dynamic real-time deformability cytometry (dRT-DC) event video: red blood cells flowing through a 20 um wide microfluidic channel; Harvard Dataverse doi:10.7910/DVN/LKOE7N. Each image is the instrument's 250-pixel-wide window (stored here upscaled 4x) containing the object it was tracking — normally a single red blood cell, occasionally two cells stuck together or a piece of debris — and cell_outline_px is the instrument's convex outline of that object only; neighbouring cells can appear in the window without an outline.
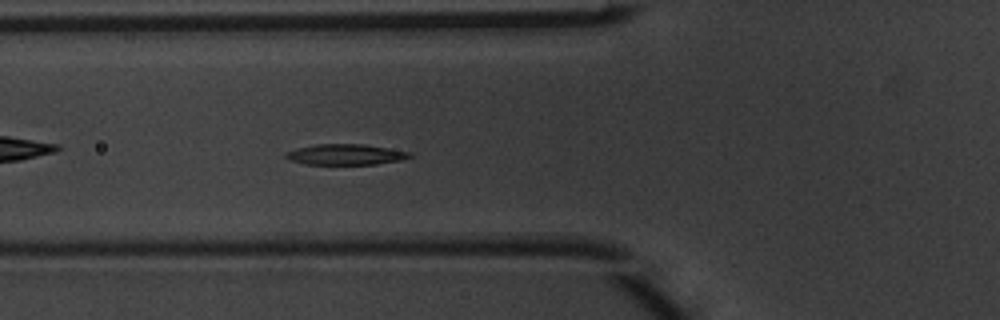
{"species": "common noctule bat (a hibernating species)", "species_latin": "Nyctalus noctula", "temperature_condition": "warm", "stored_images_in_passage": 5, "camera_frame_rate_fps": 3000, "um_per_image_px": 0.085, "animal": {"sex": "male", "body_mass_g": 20.1, "forearm_length_mm": 53.5}, "frame": {"image": 1, "passage_image": 5, "time_ms": 1.333, "image_size_px": [1000, 320], "cell_outline_px": [[412, 156], [400, 160], [376, 164], [304, 164], [288, 160], [284, 156], [284, 152], [296, 148], [316, 144], [364, 144], [412, 152]], "centroid_in_image_um": [29.32, 13.13], "position_along_channel_um": 96.5, "area_um2": 15.03}}